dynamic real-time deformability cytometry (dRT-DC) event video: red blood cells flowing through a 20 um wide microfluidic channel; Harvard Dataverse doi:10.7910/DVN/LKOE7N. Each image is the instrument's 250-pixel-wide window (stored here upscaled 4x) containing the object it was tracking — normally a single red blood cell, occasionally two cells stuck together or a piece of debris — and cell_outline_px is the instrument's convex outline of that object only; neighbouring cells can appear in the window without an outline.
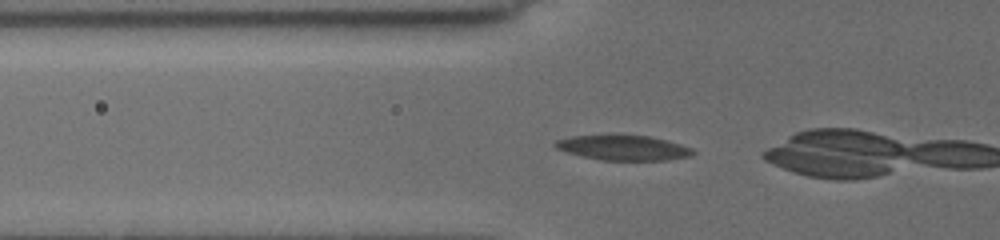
{"species": "common noctule bat (a hibernating species)", "species_latin": "Nyctalus noctula", "temperature_condition": "cold", "stored_images_in_passage": 10, "camera_frame_rate_fps": 3000, "um_per_image_px": 0.085, "animal": {"sex": "female", "body_mass_g": 19.5, "forearm_length_mm": 54.1}, "frame": {"image": 1, "passage_image": 8, "time_ms": 2.0, "image_size_px": [1000, 240], "cell_outline_px": [[696, 152], [692, 156], [668, 160], [600, 160], [568, 152], [556, 148], [552, 144], [556, 140], [572, 136], [648, 136], [668, 140], [692, 148]], "centroid_in_image_um": [53.03, 12.57], "position_along_channel_um": 72.8, "area_um2": 19.77}}